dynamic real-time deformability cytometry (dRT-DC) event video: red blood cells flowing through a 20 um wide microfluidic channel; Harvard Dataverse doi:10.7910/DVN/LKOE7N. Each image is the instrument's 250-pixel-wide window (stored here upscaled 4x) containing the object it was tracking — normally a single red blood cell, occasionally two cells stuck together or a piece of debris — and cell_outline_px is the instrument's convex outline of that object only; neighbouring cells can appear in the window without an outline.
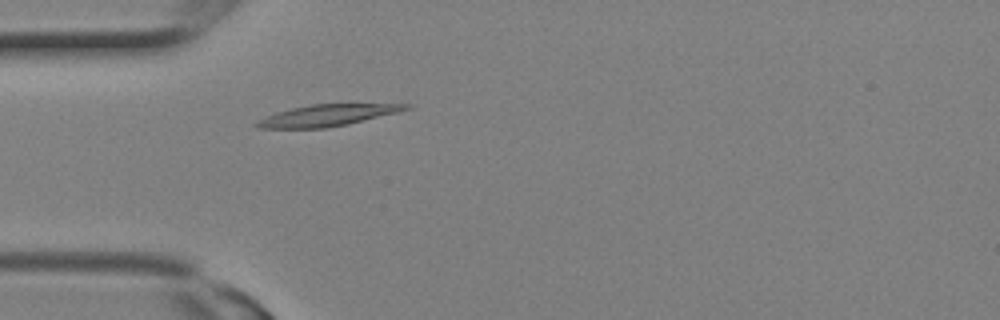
{"species": "Egyptian fruit bat (a non-hibernating species)", "species_latin": "Rousettus aegyptiacus", "temperature_condition": "room temperature", "stored_images_in_passage": 3, "camera_frame_rate_fps": 3000, "um_per_image_px": 0.085, "animal": {"sex": "female"}, "frame": {"image": 1, "passage_image": 2, "time_ms": 0.333, "image_size_px": [1000, 320], "cell_outline_px": [[412, 108], [348, 124], [328, 128], [256, 128], [252, 124], [276, 112], [292, 108], [312, 104], [412, 104]], "centroid_in_image_um": [27.8, 9.81], "position_along_channel_um": 57.2, "area_um2": 18.44}}